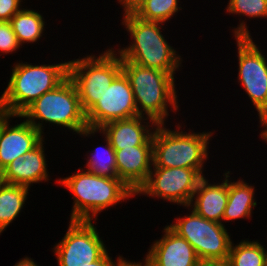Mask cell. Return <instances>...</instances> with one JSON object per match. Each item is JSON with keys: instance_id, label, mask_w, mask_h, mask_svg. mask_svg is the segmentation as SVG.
Masks as SVG:
<instances>
[{"instance_id": "obj_10", "label": "cell", "mask_w": 267, "mask_h": 266, "mask_svg": "<svg viewBox=\"0 0 267 266\" xmlns=\"http://www.w3.org/2000/svg\"><path fill=\"white\" fill-rule=\"evenodd\" d=\"M238 84L243 87L257 115L267 113V55L253 37H237ZM241 84V85H240Z\"/></svg>"}, {"instance_id": "obj_13", "label": "cell", "mask_w": 267, "mask_h": 266, "mask_svg": "<svg viewBox=\"0 0 267 266\" xmlns=\"http://www.w3.org/2000/svg\"><path fill=\"white\" fill-rule=\"evenodd\" d=\"M154 240L144 259L150 266H199L201 260L189 242L167 225Z\"/></svg>"}, {"instance_id": "obj_29", "label": "cell", "mask_w": 267, "mask_h": 266, "mask_svg": "<svg viewBox=\"0 0 267 266\" xmlns=\"http://www.w3.org/2000/svg\"><path fill=\"white\" fill-rule=\"evenodd\" d=\"M109 250H107L98 260L89 263L88 266H117V264L121 261L123 258L122 255H116V260L112 259L110 254L108 253Z\"/></svg>"}, {"instance_id": "obj_22", "label": "cell", "mask_w": 267, "mask_h": 266, "mask_svg": "<svg viewBox=\"0 0 267 266\" xmlns=\"http://www.w3.org/2000/svg\"><path fill=\"white\" fill-rule=\"evenodd\" d=\"M43 16L36 9L25 7L11 18L10 23L21 46L40 41L47 25Z\"/></svg>"}, {"instance_id": "obj_24", "label": "cell", "mask_w": 267, "mask_h": 266, "mask_svg": "<svg viewBox=\"0 0 267 266\" xmlns=\"http://www.w3.org/2000/svg\"><path fill=\"white\" fill-rule=\"evenodd\" d=\"M259 240L242 239L231 243L229 262L232 266H267V250Z\"/></svg>"}, {"instance_id": "obj_33", "label": "cell", "mask_w": 267, "mask_h": 266, "mask_svg": "<svg viewBox=\"0 0 267 266\" xmlns=\"http://www.w3.org/2000/svg\"><path fill=\"white\" fill-rule=\"evenodd\" d=\"M134 261V262H133ZM130 261L129 259L123 257L121 261L117 264V266H150L144 259L142 260L143 262H135V260Z\"/></svg>"}, {"instance_id": "obj_7", "label": "cell", "mask_w": 267, "mask_h": 266, "mask_svg": "<svg viewBox=\"0 0 267 266\" xmlns=\"http://www.w3.org/2000/svg\"><path fill=\"white\" fill-rule=\"evenodd\" d=\"M99 55L87 54L69 61V77L74 82L83 111L86 113L122 72V59L108 46Z\"/></svg>"}, {"instance_id": "obj_15", "label": "cell", "mask_w": 267, "mask_h": 266, "mask_svg": "<svg viewBox=\"0 0 267 266\" xmlns=\"http://www.w3.org/2000/svg\"><path fill=\"white\" fill-rule=\"evenodd\" d=\"M45 138L23 157H17L2 171V182L13 185L26 186L48 182L51 178L45 153ZM44 181V182H43Z\"/></svg>"}, {"instance_id": "obj_16", "label": "cell", "mask_w": 267, "mask_h": 266, "mask_svg": "<svg viewBox=\"0 0 267 266\" xmlns=\"http://www.w3.org/2000/svg\"><path fill=\"white\" fill-rule=\"evenodd\" d=\"M157 123L147 117L136 116L109 122L99 130L109 139L114 150L133 146H153L152 136Z\"/></svg>"}, {"instance_id": "obj_27", "label": "cell", "mask_w": 267, "mask_h": 266, "mask_svg": "<svg viewBox=\"0 0 267 266\" xmlns=\"http://www.w3.org/2000/svg\"><path fill=\"white\" fill-rule=\"evenodd\" d=\"M23 0H0V21H10L24 7Z\"/></svg>"}, {"instance_id": "obj_6", "label": "cell", "mask_w": 267, "mask_h": 266, "mask_svg": "<svg viewBox=\"0 0 267 266\" xmlns=\"http://www.w3.org/2000/svg\"><path fill=\"white\" fill-rule=\"evenodd\" d=\"M21 116L43 136L47 123L49 127L56 125V128L59 126L62 130L67 128L76 135L88 129L86 113L82 109L77 88L69 76L53 90L36 99Z\"/></svg>"}, {"instance_id": "obj_20", "label": "cell", "mask_w": 267, "mask_h": 266, "mask_svg": "<svg viewBox=\"0 0 267 266\" xmlns=\"http://www.w3.org/2000/svg\"><path fill=\"white\" fill-rule=\"evenodd\" d=\"M97 132L100 134L101 138L103 136V142L106 144L104 143L105 146L100 145L97 148H94V150H88L89 152H86L87 154L85 156L87 158H83L87 160L86 164H84V169L100 176L118 178L115 150L111 146L109 139L100 130L90 128L84 130L79 136L81 138H92Z\"/></svg>"}, {"instance_id": "obj_17", "label": "cell", "mask_w": 267, "mask_h": 266, "mask_svg": "<svg viewBox=\"0 0 267 266\" xmlns=\"http://www.w3.org/2000/svg\"><path fill=\"white\" fill-rule=\"evenodd\" d=\"M118 178L135 194L148 180L153 166V146L115 150Z\"/></svg>"}, {"instance_id": "obj_21", "label": "cell", "mask_w": 267, "mask_h": 266, "mask_svg": "<svg viewBox=\"0 0 267 266\" xmlns=\"http://www.w3.org/2000/svg\"><path fill=\"white\" fill-rule=\"evenodd\" d=\"M29 191L26 186L0 184V235L23 211Z\"/></svg>"}, {"instance_id": "obj_28", "label": "cell", "mask_w": 267, "mask_h": 266, "mask_svg": "<svg viewBox=\"0 0 267 266\" xmlns=\"http://www.w3.org/2000/svg\"><path fill=\"white\" fill-rule=\"evenodd\" d=\"M146 0H117V2L120 4V7L122 6L123 9V15H135L139 9L144 5Z\"/></svg>"}, {"instance_id": "obj_18", "label": "cell", "mask_w": 267, "mask_h": 266, "mask_svg": "<svg viewBox=\"0 0 267 266\" xmlns=\"http://www.w3.org/2000/svg\"><path fill=\"white\" fill-rule=\"evenodd\" d=\"M221 183L209 182L203 176L198 182L189 207L201 217L222 224L224 210L228 202V171Z\"/></svg>"}, {"instance_id": "obj_23", "label": "cell", "mask_w": 267, "mask_h": 266, "mask_svg": "<svg viewBox=\"0 0 267 266\" xmlns=\"http://www.w3.org/2000/svg\"><path fill=\"white\" fill-rule=\"evenodd\" d=\"M225 10L229 15L240 16V23L231 29L233 37H252L247 21H245L246 17L251 20L267 18V0H228ZM241 16H245V20Z\"/></svg>"}, {"instance_id": "obj_34", "label": "cell", "mask_w": 267, "mask_h": 266, "mask_svg": "<svg viewBox=\"0 0 267 266\" xmlns=\"http://www.w3.org/2000/svg\"><path fill=\"white\" fill-rule=\"evenodd\" d=\"M19 260L20 261L15 263V265H13V266H40L37 264V262L34 261V259H32L31 257H28V256L23 257Z\"/></svg>"}, {"instance_id": "obj_9", "label": "cell", "mask_w": 267, "mask_h": 266, "mask_svg": "<svg viewBox=\"0 0 267 266\" xmlns=\"http://www.w3.org/2000/svg\"><path fill=\"white\" fill-rule=\"evenodd\" d=\"M68 224L64 237L52 248L58 266H88L107 251L97 222L70 220Z\"/></svg>"}, {"instance_id": "obj_32", "label": "cell", "mask_w": 267, "mask_h": 266, "mask_svg": "<svg viewBox=\"0 0 267 266\" xmlns=\"http://www.w3.org/2000/svg\"><path fill=\"white\" fill-rule=\"evenodd\" d=\"M199 266H232L228 259L214 260V261H201Z\"/></svg>"}, {"instance_id": "obj_1", "label": "cell", "mask_w": 267, "mask_h": 266, "mask_svg": "<svg viewBox=\"0 0 267 266\" xmlns=\"http://www.w3.org/2000/svg\"><path fill=\"white\" fill-rule=\"evenodd\" d=\"M56 183L73 195L70 220L96 221L104 210L136 198L119 178L100 176L80 167L68 177L56 179Z\"/></svg>"}, {"instance_id": "obj_30", "label": "cell", "mask_w": 267, "mask_h": 266, "mask_svg": "<svg viewBox=\"0 0 267 266\" xmlns=\"http://www.w3.org/2000/svg\"><path fill=\"white\" fill-rule=\"evenodd\" d=\"M260 130L259 136L267 144V113L258 116Z\"/></svg>"}, {"instance_id": "obj_31", "label": "cell", "mask_w": 267, "mask_h": 266, "mask_svg": "<svg viewBox=\"0 0 267 266\" xmlns=\"http://www.w3.org/2000/svg\"><path fill=\"white\" fill-rule=\"evenodd\" d=\"M12 116L10 110L2 103L0 99V130L6 120Z\"/></svg>"}, {"instance_id": "obj_2", "label": "cell", "mask_w": 267, "mask_h": 266, "mask_svg": "<svg viewBox=\"0 0 267 266\" xmlns=\"http://www.w3.org/2000/svg\"><path fill=\"white\" fill-rule=\"evenodd\" d=\"M121 21V25L131 38L128 45L125 47L118 45L119 48L115 49L121 56L122 62H132L142 67L157 69L175 77L176 71L183 67V57L162 34L165 23L144 21L135 15L124 16Z\"/></svg>"}, {"instance_id": "obj_4", "label": "cell", "mask_w": 267, "mask_h": 266, "mask_svg": "<svg viewBox=\"0 0 267 266\" xmlns=\"http://www.w3.org/2000/svg\"><path fill=\"white\" fill-rule=\"evenodd\" d=\"M122 72L131 85L139 116L150 118L157 124H167L169 111H179L173 75L132 62H122Z\"/></svg>"}, {"instance_id": "obj_14", "label": "cell", "mask_w": 267, "mask_h": 266, "mask_svg": "<svg viewBox=\"0 0 267 266\" xmlns=\"http://www.w3.org/2000/svg\"><path fill=\"white\" fill-rule=\"evenodd\" d=\"M16 117L23 121L10 125ZM44 138L34 126L22 119L21 115L9 117L0 130V172L17 157H23L35 148Z\"/></svg>"}, {"instance_id": "obj_11", "label": "cell", "mask_w": 267, "mask_h": 266, "mask_svg": "<svg viewBox=\"0 0 267 266\" xmlns=\"http://www.w3.org/2000/svg\"><path fill=\"white\" fill-rule=\"evenodd\" d=\"M202 177L196 169L152 167L148 180L135 196L160 198L185 208L189 206Z\"/></svg>"}, {"instance_id": "obj_5", "label": "cell", "mask_w": 267, "mask_h": 266, "mask_svg": "<svg viewBox=\"0 0 267 266\" xmlns=\"http://www.w3.org/2000/svg\"><path fill=\"white\" fill-rule=\"evenodd\" d=\"M54 63V64H53ZM52 64L15 62L0 99L12 115H21L36 99L69 76V61Z\"/></svg>"}, {"instance_id": "obj_12", "label": "cell", "mask_w": 267, "mask_h": 266, "mask_svg": "<svg viewBox=\"0 0 267 266\" xmlns=\"http://www.w3.org/2000/svg\"><path fill=\"white\" fill-rule=\"evenodd\" d=\"M139 116L133 91L126 75L121 72L102 97L86 112L88 128L99 130L109 122Z\"/></svg>"}, {"instance_id": "obj_26", "label": "cell", "mask_w": 267, "mask_h": 266, "mask_svg": "<svg viewBox=\"0 0 267 266\" xmlns=\"http://www.w3.org/2000/svg\"><path fill=\"white\" fill-rule=\"evenodd\" d=\"M22 46L18 42L10 21H0V55L17 53Z\"/></svg>"}, {"instance_id": "obj_8", "label": "cell", "mask_w": 267, "mask_h": 266, "mask_svg": "<svg viewBox=\"0 0 267 266\" xmlns=\"http://www.w3.org/2000/svg\"><path fill=\"white\" fill-rule=\"evenodd\" d=\"M187 208L188 214L177 216L168 226L189 242L201 261L228 259L233 240L226 225L207 220L189 206Z\"/></svg>"}, {"instance_id": "obj_19", "label": "cell", "mask_w": 267, "mask_h": 266, "mask_svg": "<svg viewBox=\"0 0 267 266\" xmlns=\"http://www.w3.org/2000/svg\"><path fill=\"white\" fill-rule=\"evenodd\" d=\"M231 174L228 170V202L223 214V225L230 221L252 218L253 208L257 206L255 186L247 183L243 178L234 181L230 177ZM230 179H233V182Z\"/></svg>"}, {"instance_id": "obj_3", "label": "cell", "mask_w": 267, "mask_h": 266, "mask_svg": "<svg viewBox=\"0 0 267 266\" xmlns=\"http://www.w3.org/2000/svg\"><path fill=\"white\" fill-rule=\"evenodd\" d=\"M176 128H167L166 124H158L154 130L153 166L164 168H191L205 176V163L209 160V143L212 141L213 130L186 132L185 125L178 123ZM183 130H182V129ZM208 149V150H207ZM206 161V162H205Z\"/></svg>"}, {"instance_id": "obj_25", "label": "cell", "mask_w": 267, "mask_h": 266, "mask_svg": "<svg viewBox=\"0 0 267 266\" xmlns=\"http://www.w3.org/2000/svg\"><path fill=\"white\" fill-rule=\"evenodd\" d=\"M180 0H146L144 5L135 14L139 19L152 22H169L172 17L181 11Z\"/></svg>"}, {"instance_id": "obj_35", "label": "cell", "mask_w": 267, "mask_h": 266, "mask_svg": "<svg viewBox=\"0 0 267 266\" xmlns=\"http://www.w3.org/2000/svg\"><path fill=\"white\" fill-rule=\"evenodd\" d=\"M2 183V177H1V172H0V184Z\"/></svg>"}]
</instances>
